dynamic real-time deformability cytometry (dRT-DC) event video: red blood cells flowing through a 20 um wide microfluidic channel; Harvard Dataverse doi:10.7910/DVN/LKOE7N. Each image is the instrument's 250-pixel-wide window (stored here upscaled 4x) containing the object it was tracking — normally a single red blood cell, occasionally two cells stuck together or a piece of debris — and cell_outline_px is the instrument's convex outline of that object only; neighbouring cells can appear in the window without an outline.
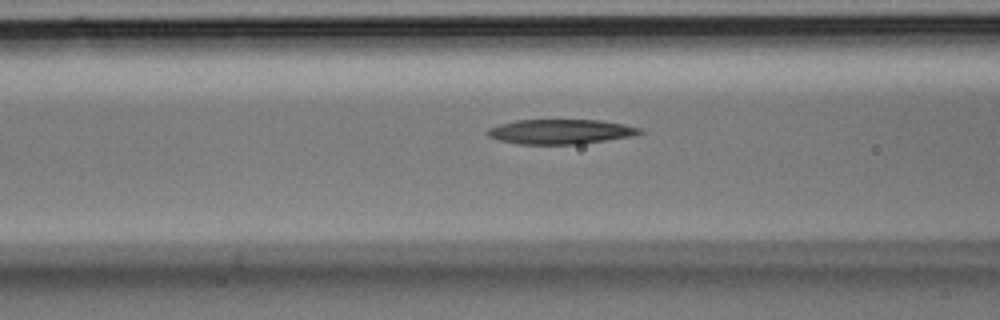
{"species": "Egyptian fruit bat (a non-hibernating species)", "species_latin": "Rousettus aegyptiacus", "temperature_condition": "room temperature", "stored_images_in_passage": 4, "camera_frame_rate_fps": 3000, "um_per_image_px": 0.085, "animal": {"sex": "male"}, "frame": {"image": 1, "passage_image": 3, "time_ms": 0.667, "image_size_px": [1000, 320], "cell_outline_px": [[644, 132], [636, 136], [580, 144], [520, 144], [500, 140], [488, 136], [484, 132], [488, 128], [500, 124], [516, 120], [600, 120], [624, 124], [640, 128]], "centroid_in_image_um": [47.67, 11.19], "position_along_channel_um": 118.9, "area_um2": 22.08}}